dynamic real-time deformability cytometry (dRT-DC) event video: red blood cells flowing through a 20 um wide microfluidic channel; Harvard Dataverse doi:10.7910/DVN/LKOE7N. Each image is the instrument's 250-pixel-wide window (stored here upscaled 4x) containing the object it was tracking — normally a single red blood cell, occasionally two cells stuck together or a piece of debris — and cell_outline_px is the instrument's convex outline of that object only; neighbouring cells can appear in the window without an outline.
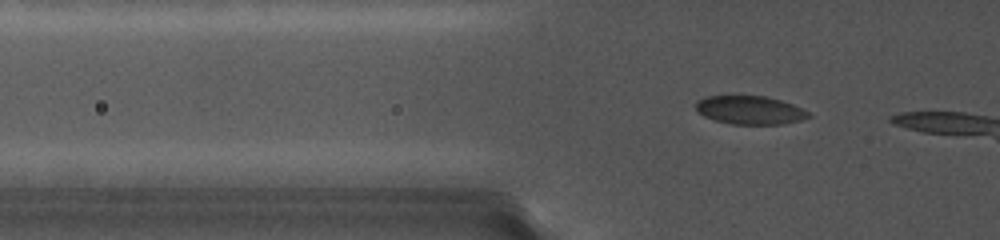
{"species": "common noctule bat (a hibernating species)", "species_latin": "Nyctalus noctula", "temperature_condition": "cold", "stored_images_in_passage": 8, "camera_frame_rate_fps": 5000, "um_per_image_px": 0.085, "animal": {"sex": "female", "body_mass_g": 19.0, "forearm_length_mm": 56.7}, "frame": {"image": 1, "passage_image": 4, "time_ms": 1.2, "image_size_px": [1000, 240], "cell_outline_px": [[812, 116], [800, 120], [784, 124], [732, 124], [716, 120], [704, 116], [696, 108], [696, 100], [708, 96], [764, 96], [780, 100], [792, 104], [808, 112]], "centroid_in_image_um": [63.74, 9.36], "position_along_channel_um": 62.1, "area_um2": 18.44}}